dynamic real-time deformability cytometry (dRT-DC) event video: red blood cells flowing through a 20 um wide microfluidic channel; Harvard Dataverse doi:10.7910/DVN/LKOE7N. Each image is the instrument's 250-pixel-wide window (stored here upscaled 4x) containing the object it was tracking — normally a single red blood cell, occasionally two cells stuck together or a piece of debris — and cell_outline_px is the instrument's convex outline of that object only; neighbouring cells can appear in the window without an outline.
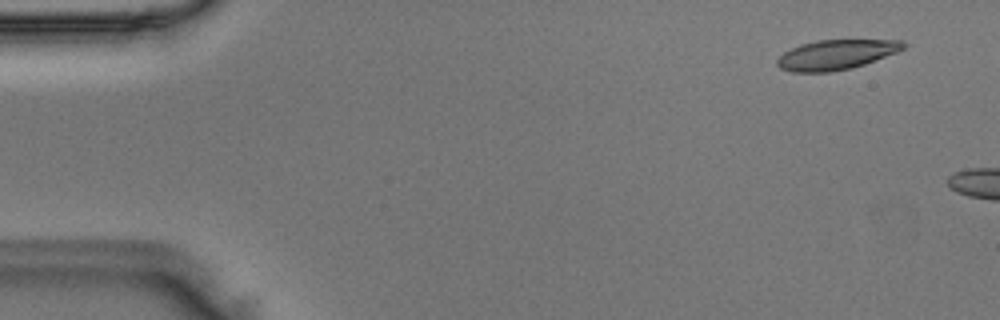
{"species": "Egyptian fruit bat (a non-hibernating species)", "species_latin": "Rousettus aegyptiacus", "temperature_condition": "room temperature", "stored_images_in_passage": 46, "camera_frame_rate_fps": 3000, "um_per_image_px": 0.085, "animal": {"sex": "male"}, "frame": {"image": 1, "passage_image": 4, "time_ms": 1.0, "image_size_px": [1000, 320], "cell_outline_px": [[908, 44], [904, 48], [896, 52], [864, 64], [852, 68], [832, 72], [792, 72], [780, 68], [776, 64], [776, 60], [784, 52], [800, 44], [816, 40], [904, 40]], "centroid_in_image_um": [71.06, 4.64], "position_along_channel_um": 13.9, "area_um2": 21.96}}
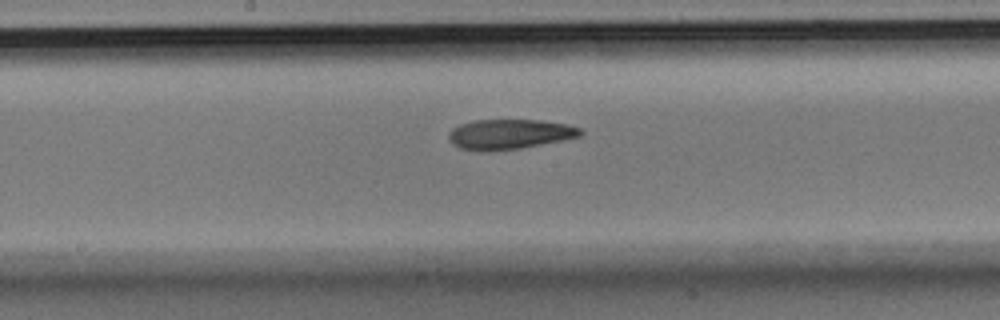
{"frame": {"image": 2, "passage_image": 27, "time_ms": 8.667, "image_size_px": [1000, 320], "cell_outline_px": [[584, 132], [580, 136], [564, 140], [520, 148], [488, 152], [480, 152], [460, 148], [452, 144], [448, 140], [448, 132], [452, 128], [460, 124], [476, 120], [540, 120], [568, 124], [580, 128]], "centroid_in_image_um": [43.28, 11.42], "position_along_channel_um": 204.9, "area_um2": 23.29}}
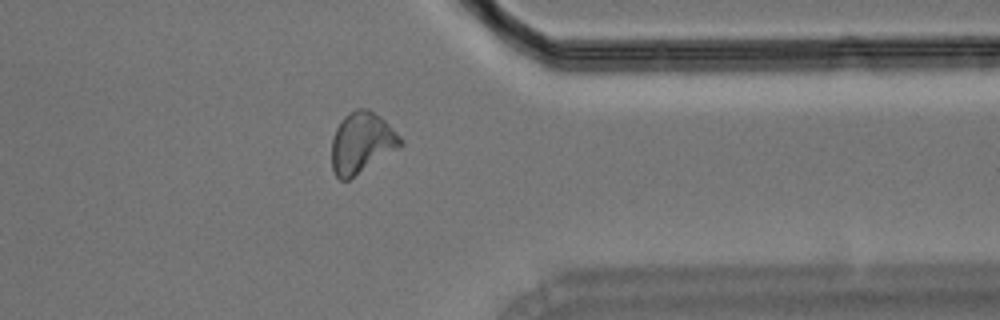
{"frame": {"image": 3, "passage_image": 41, "time_ms": 13.333, "image_size_px": [1000, 320], "cell_outline_px": [[404, 144], [400, 148], [348, 180], [340, 180], [336, 176], [332, 168], [332, 140], [336, 128], [344, 116], [348, 112], [356, 108], [368, 108], [380, 116], [404, 140]], "centroid_in_image_um": [30.75, 12.13], "position_along_channel_um": 380.6, "area_um2": 24.51}}